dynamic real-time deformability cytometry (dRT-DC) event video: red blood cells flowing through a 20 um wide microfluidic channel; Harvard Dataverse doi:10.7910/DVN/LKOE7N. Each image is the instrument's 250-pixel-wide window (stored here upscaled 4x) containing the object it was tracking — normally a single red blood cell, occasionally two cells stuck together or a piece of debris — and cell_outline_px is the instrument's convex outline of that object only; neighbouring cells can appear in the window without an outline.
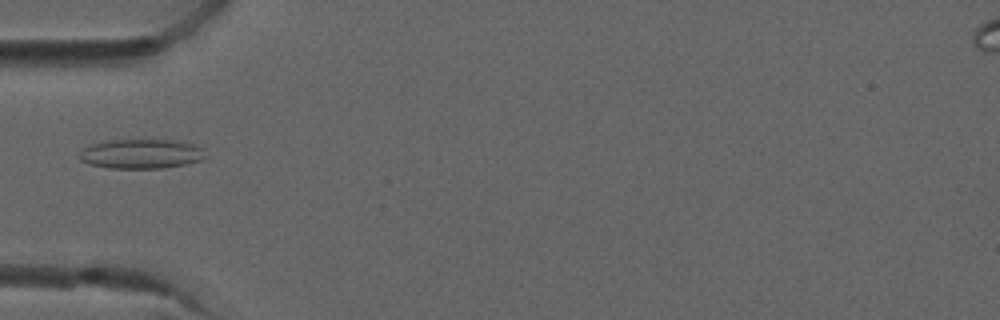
{"species": "common noctule bat (a hibernating species)", "species_latin": "Nyctalus noctula", "temperature_condition": "room temperature", "stored_images_in_passage": 1, "camera_frame_rate_fps": 3000, "um_per_image_px": 0.085, "animal": {"sex": "male", "forearm_length_mm": 52.5}, "frame": {"image": 1, "passage_image": 1, "time_ms": 0.0, "image_size_px": [1000, 320], "cell_outline_px": [[208, 156], [200, 160], [184, 164], [164, 168], [108, 168], [88, 164], [80, 160], [80, 152], [84, 148], [92, 144], [112, 140], [172, 140], [192, 144], [200, 148]], "centroid_in_image_um": [11.98, 13.09], "position_along_channel_um": 73.0, "area_um2": 21.44}}